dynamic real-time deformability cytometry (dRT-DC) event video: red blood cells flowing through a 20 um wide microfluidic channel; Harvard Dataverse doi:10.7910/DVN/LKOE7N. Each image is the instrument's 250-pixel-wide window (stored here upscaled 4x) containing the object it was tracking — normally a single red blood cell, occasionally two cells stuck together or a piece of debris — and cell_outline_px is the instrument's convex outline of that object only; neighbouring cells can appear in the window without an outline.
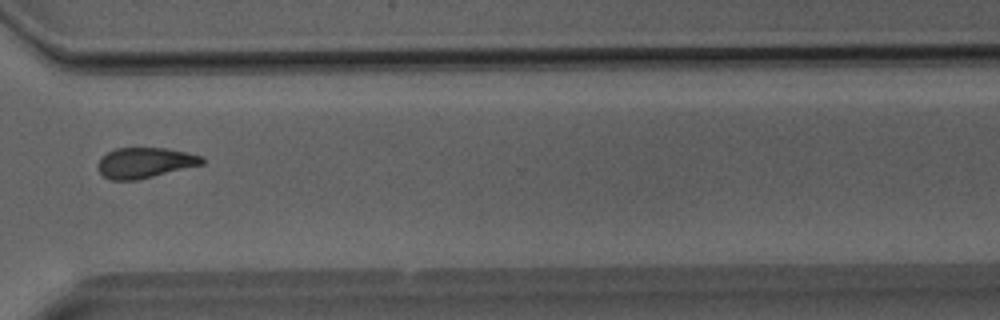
{"species": "Egyptian fruit bat (a non-hibernating species)", "species_latin": "Rousettus aegyptiacus", "temperature_condition": "room temperature", "stored_images_in_passage": 34, "camera_frame_rate_fps": 3000, "um_per_image_px": 0.085, "animal": {"sex": "male"}, "frame": {"image": 1, "passage_image": 29, "time_ms": 9.333, "image_size_px": [1000, 320], "cell_outline_px": [[204, 164], [136, 180], [108, 180], [96, 168], [96, 164], [108, 152], [116, 148], [168, 148], [188, 152], [204, 156]], "centroid_in_image_um": [12.33, 13.83], "position_along_channel_um": 358.3, "area_um2": 18.55}}